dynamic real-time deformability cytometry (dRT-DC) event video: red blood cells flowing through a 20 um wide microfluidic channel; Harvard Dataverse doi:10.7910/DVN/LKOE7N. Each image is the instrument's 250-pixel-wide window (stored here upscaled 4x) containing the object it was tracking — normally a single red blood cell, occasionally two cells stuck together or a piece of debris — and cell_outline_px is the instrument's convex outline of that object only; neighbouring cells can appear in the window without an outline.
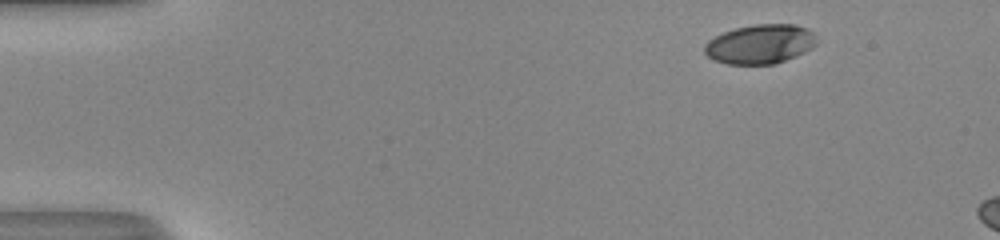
{"species": "human", "species_latin": "Homo sapiens", "temperature_condition": "room temperature", "stored_images_in_passage": 7, "camera_frame_rate_fps": 3000, "um_per_image_px": 0.085, "donor": {"sex": "male"}, "frame": {"image": 1, "passage_image": 1, "time_ms": 0.0, "image_size_px": [1000, 240], "cell_outline_px": [[816, 44], [812, 48], [796, 56], [772, 64], [728, 64], [716, 60], [708, 56], [704, 52], [704, 44], [708, 40], [724, 32], [736, 28], [756, 24], [792, 24], [808, 28], [812, 32], [816, 40]], "centroid_in_image_um": [64.61, 3.74], "position_along_channel_um": 20.4, "area_um2": 25.49}}